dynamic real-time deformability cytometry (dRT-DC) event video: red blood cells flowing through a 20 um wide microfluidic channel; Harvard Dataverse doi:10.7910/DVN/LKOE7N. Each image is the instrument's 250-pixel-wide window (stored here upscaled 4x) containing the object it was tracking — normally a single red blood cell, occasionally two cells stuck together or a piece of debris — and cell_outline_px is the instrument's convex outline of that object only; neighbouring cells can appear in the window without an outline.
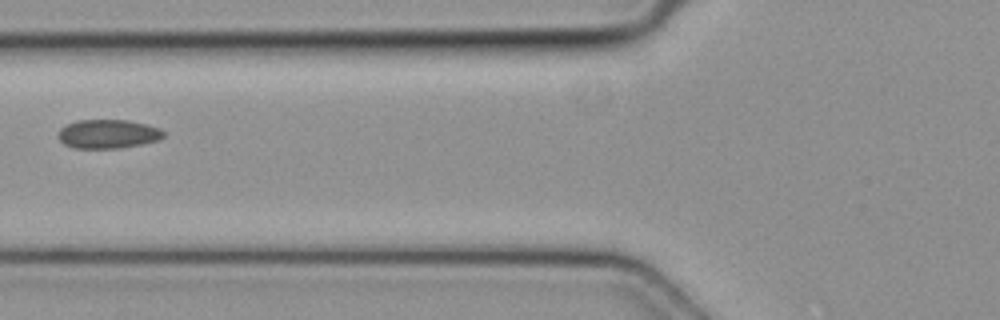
{"species": "common noctule bat (a hibernating species)", "species_latin": "Nyctalus noctula", "temperature_condition": "cold", "stored_images_in_passage": 5, "camera_frame_rate_fps": 3000, "um_per_image_px": 0.085, "animal": {"sex": "female", "body_mass_g": 19.3, "forearm_length_mm": 54.1}, "frame": {"image": 1, "passage_image": 5, "time_ms": 1.333, "image_size_px": [1000, 320], "cell_outline_px": [[164, 136], [160, 140], [120, 148], [72, 148], [64, 144], [56, 136], [56, 132], [60, 128], [76, 120], [128, 120], [160, 128], [164, 132]], "centroid_in_image_um": [9.14, 11.39], "position_along_channel_um": 116.7, "area_um2": 17.86}}